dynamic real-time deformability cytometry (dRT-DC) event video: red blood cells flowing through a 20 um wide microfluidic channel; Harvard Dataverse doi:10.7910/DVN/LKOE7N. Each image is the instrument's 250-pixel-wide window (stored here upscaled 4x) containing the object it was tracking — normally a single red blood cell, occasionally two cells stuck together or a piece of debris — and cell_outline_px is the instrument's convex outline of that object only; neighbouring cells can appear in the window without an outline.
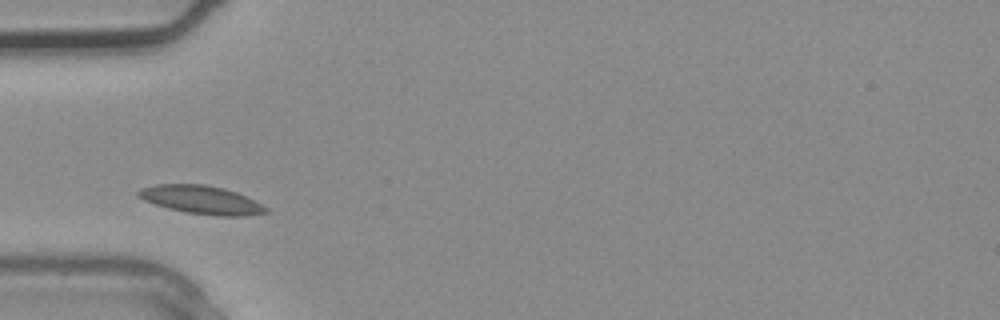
{"species": "common noctule bat (a hibernating species)", "species_latin": "Nyctalus noctula", "temperature_condition": "warm", "stored_images_in_passage": 2, "camera_frame_rate_fps": 3000, "um_per_image_px": 0.085, "animal": {"sex": "male", "body_mass_g": 20.4}, "frame": {"image": 1, "passage_image": 2, "time_ms": 0.333, "image_size_px": [1000, 320], "cell_outline_px": [[268, 212], [244, 216], [216, 216], [184, 212], [168, 208], [144, 200], [136, 196], [136, 192], [140, 188], [156, 184], [204, 184], [224, 188], [236, 192], [268, 208]], "centroid_in_image_um": [17.07, 16.98], "position_along_channel_um": 67.9, "area_um2": 20.98}}